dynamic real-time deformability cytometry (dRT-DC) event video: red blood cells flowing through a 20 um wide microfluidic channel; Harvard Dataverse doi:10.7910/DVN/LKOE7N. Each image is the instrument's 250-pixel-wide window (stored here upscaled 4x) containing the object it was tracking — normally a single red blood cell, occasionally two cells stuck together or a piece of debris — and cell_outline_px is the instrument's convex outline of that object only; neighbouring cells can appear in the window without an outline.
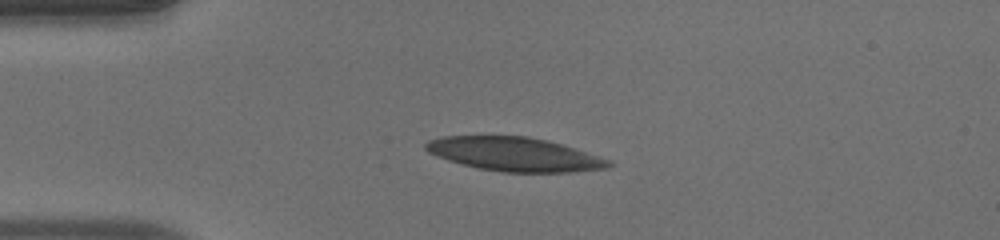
{"species": "human", "species_latin": "Homo sapiens", "temperature_condition": "warm", "stored_images_in_passage": 40, "camera_frame_rate_fps": 3000, "um_per_image_px": 0.085, "donor": {"sex": "male"}, "frame": {"image": 1, "passage_image": 1, "time_ms": 0.0, "image_size_px": [1000, 240], "cell_outline_px": [[616, 164], [608, 168], [572, 172], [504, 172], [476, 168], [448, 160], [436, 156], [428, 152], [424, 148], [424, 144], [428, 140], [444, 136], [524, 136], [548, 140], [576, 148], [612, 160]], "centroid_in_image_um": [43.77, 13.11], "position_along_channel_um": 41.2, "area_um2": 36.36}}
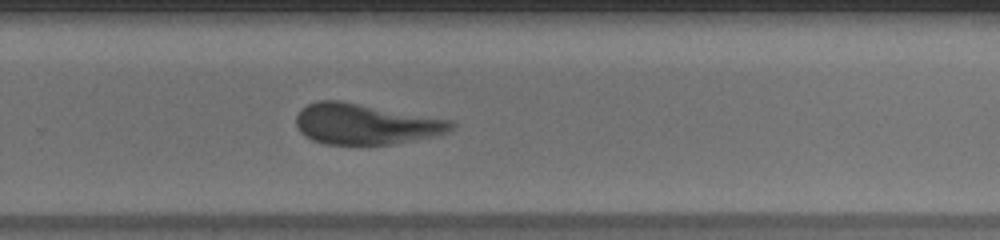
{"frame": {"image": 2, "passage_image": 23, "time_ms": 7.333, "image_size_px": [1000, 240], "cell_outline_px": [[456, 124], [448, 132], [432, 136], [392, 144], [324, 144], [312, 140], [304, 136], [300, 132], [296, 124], [296, 116], [300, 108], [316, 100], [340, 100], [452, 120]], "centroid_in_image_um": [31.02, 10.53], "position_along_channel_um": 298.8, "area_um2": 36.82}}
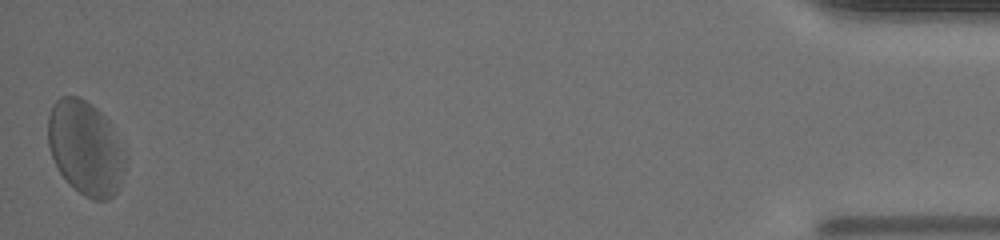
{"frame": {"image": 3, "passage_image": 40, "time_ms": 13.0, "image_size_px": [1000, 240], "cell_outline_px": [[128, 156], [116, 192], [108, 200], [92, 200], [84, 196], [60, 172], [52, 156], [48, 144], [48, 116], [52, 104], [60, 96], [80, 96], [92, 104], [108, 120], [128, 152]], "centroid_in_image_um": [7.29, 12.54], "position_along_channel_um": 427.9, "area_um2": 42.6}, "authors_computed_cell_mechanics": {"area_um2": 36.6163, "velocity_mm_per_s": 3.9066, "shape_relaxation_time_tau1_ms": 4.4687, "shape_relaxation_time_tau2_ms": 1.5576, "deformation_change_tau1": 0.1688, "deformation_change_tau2": 0.1081}}